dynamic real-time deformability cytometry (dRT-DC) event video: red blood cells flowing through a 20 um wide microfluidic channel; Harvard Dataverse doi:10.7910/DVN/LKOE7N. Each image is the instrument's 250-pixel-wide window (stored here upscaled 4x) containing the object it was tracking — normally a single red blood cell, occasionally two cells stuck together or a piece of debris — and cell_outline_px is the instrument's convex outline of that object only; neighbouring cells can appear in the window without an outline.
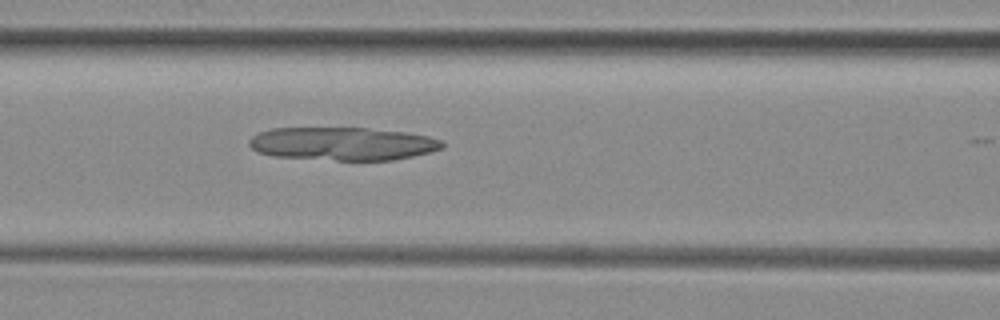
{"species": "common noctule bat (a hibernating species)", "species_latin": "Nyctalus noctula", "temperature_condition": "room temperature", "stored_images_in_passage": 14, "camera_frame_rate_fps": 3000, "um_per_image_px": 0.085, "animal": {"sex": "female", "body_mass_g": 29.2, "forearm_length_mm": 56.3}, "frame": {"image": 1, "passage_image": 10, "time_ms": 3.0, "image_size_px": [1000, 320], "cell_outline_px": [[444, 148], [412, 156], [392, 160], [336, 160], [276, 156], [260, 152], [252, 148], [248, 144], [248, 140], [252, 136], [260, 132], [272, 128], [368, 128], [404, 132], [428, 136], [444, 140]], "centroid_in_image_um": [29.15, 12.21], "position_along_channel_um": 137.5, "area_um2": 37.11}}
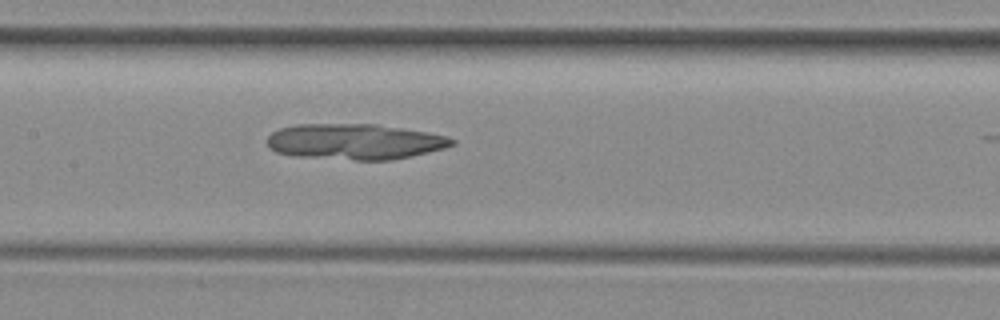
{"frame": {"image": 2, "passage_image": 13, "time_ms": 4.0, "image_size_px": [1000, 320], "cell_outline_px": [[456, 144], [444, 148], [412, 156], [392, 160], [356, 160], [296, 156], [276, 152], [268, 144], [268, 136], [272, 132], [280, 128], [296, 124], [376, 124], [428, 132], [448, 136], [456, 140]], "centroid_in_image_um": [30.2, 12.04], "position_along_channel_um": 177.2, "area_um2": 38.49}}